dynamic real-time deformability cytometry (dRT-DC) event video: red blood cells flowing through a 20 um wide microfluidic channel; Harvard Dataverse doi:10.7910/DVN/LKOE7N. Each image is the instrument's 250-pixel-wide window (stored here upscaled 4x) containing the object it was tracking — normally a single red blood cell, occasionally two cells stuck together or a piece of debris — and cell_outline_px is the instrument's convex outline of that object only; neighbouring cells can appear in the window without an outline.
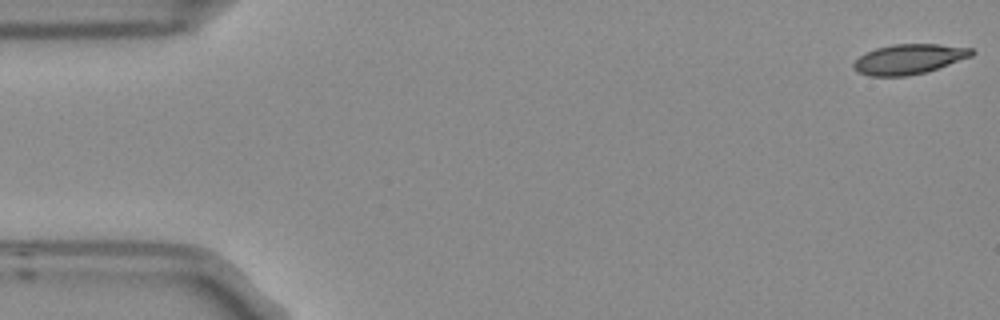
{"species": "Egyptian fruit bat (a non-hibernating species)", "species_latin": "Rousettus aegyptiacus", "temperature_condition": "room temperature", "stored_images_in_passage": 4, "camera_frame_rate_fps": 3000, "um_per_image_px": 0.085, "frame": {"image": 1, "passage_image": 1, "time_ms": 0.0, "image_size_px": [1000, 320], "cell_outline_px": [[976, 52], [972, 56], [924, 72], [904, 76], [868, 76], [856, 72], [852, 68], [852, 64], [864, 52], [876, 48], [892, 44], [940, 44], [972, 48]], "centroid_in_image_um": [77.21, 5.02], "position_along_channel_um": 7.8, "area_um2": 20.63}}